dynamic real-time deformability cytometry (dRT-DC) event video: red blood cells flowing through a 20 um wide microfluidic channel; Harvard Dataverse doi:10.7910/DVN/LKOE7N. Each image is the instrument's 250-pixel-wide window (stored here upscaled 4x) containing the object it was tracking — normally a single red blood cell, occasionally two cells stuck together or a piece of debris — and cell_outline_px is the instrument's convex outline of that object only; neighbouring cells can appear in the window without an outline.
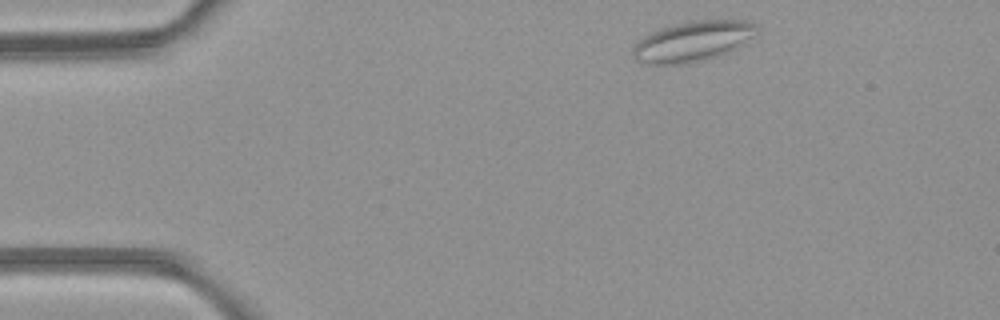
{"species": "common noctule bat (a hibernating species)", "species_latin": "Nyctalus noctula", "temperature_condition": "room temperature", "stored_images_in_passage": 3, "camera_frame_rate_fps": 3000, "um_per_image_px": 0.085, "animal": {"sex": "female", "body_mass_g": 21.9}, "frame": {"image": 1, "passage_image": 1, "time_ms": 0.0, "image_size_px": [1000, 320], "cell_outline_px": [[760, 28], [756, 36], [732, 52], [720, 56], [688, 64], [648, 64], [636, 60], [632, 56], [632, 48], [644, 36], [668, 24], [688, 20], [748, 20], [756, 24]], "centroid_in_image_um": [58.95, 3.5], "position_along_channel_um": 26.0, "area_um2": 29.94}}